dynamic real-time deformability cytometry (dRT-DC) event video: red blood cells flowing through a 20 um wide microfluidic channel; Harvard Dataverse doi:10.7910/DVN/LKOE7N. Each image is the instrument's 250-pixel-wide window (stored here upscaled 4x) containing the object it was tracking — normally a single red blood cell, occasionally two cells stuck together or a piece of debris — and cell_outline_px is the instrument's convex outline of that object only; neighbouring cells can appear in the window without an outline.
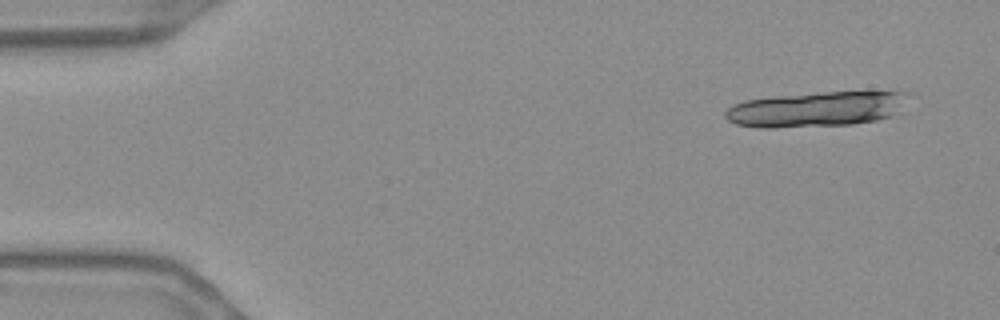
{"species": "Egyptian fruit bat (a non-hibernating species)", "species_latin": "Rousettus aegyptiacus", "temperature_condition": "warm", "stored_images_in_passage": 14, "camera_frame_rate_fps": 3000, "um_per_image_px": 0.085, "frame": {"image": 1, "passage_image": 3, "time_ms": 0.667, "image_size_px": [1000, 320], "cell_outline_px": [[908, 92], [892, 116], [876, 120], [852, 124], [772, 128], [760, 128], [736, 124], [728, 120], [724, 116], [724, 112], [732, 104], [744, 100], [772, 96], [816, 92]], "centroid_in_image_um": [69.23, 9.28], "position_along_channel_um": 15.8, "area_um2": 37.11}}